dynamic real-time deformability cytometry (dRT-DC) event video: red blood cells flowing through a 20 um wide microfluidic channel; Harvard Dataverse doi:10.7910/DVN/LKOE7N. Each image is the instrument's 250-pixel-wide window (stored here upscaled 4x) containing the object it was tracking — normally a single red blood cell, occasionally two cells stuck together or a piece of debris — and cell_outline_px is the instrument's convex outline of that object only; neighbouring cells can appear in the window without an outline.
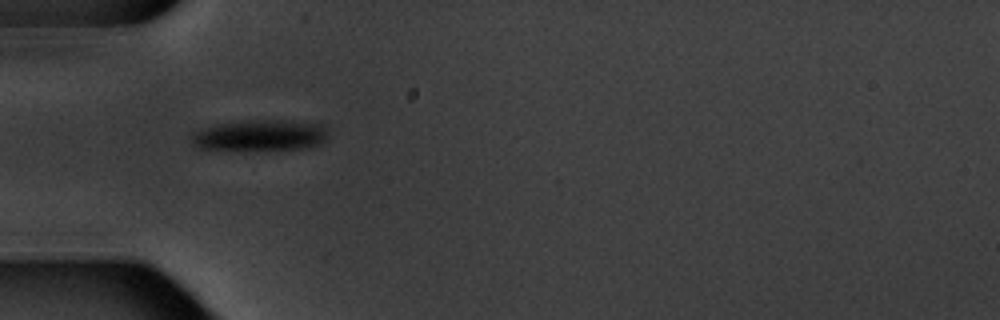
{"species": "common noctule bat (a hibernating species)", "species_latin": "Nyctalus noctula", "temperature_condition": "warm", "stored_images_in_passage": 11, "camera_frame_rate_fps": 3000, "um_per_image_px": 0.085, "animal": {"sex": "male", "body_mass_g": 20.1, "forearm_length_mm": 53.5}, "frame": {"image": 1, "passage_image": 1, "time_ms": 0.0, "image_size_px": [1000, 320], "cell_outline_px": [[328, 132], [324, 140], [320, 144], [308, 148], [244, 152], [200, 148], [192, 144], [192, 136], [196, 132], [204, 128], [216, 124], [248, 120], [280, 120], [324, 124]], "centroid_in_image_um": [22.12, 11.54], "position_along_channel_um": 62.9, "area_um2": 25.43}}
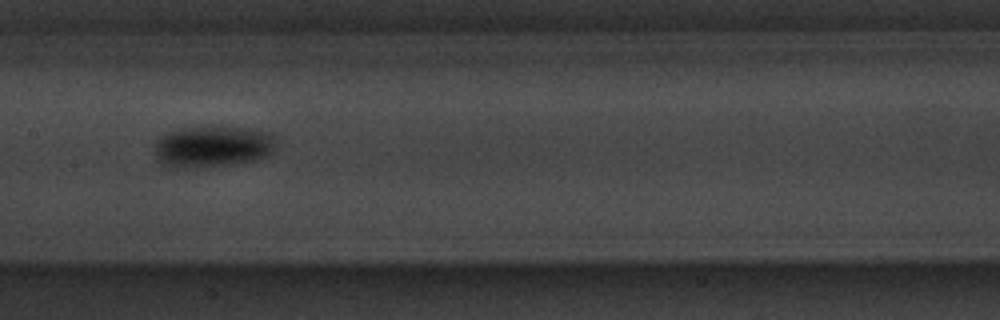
{"frame": {"image": 2, "passage_image": 4, "time_ms": 3.667, "image_size_px": [1000, 320], "cell_outline_px": [[272, 152], [268, 156], [252, 160], [228, 164], [172, 168], [164, 164], [156, 156], [156, 140], [168, 132], [180, 128], [208, 124], [256, 128], [268, 132], [272, 144]], "centroid_in_image_um": [18.04, 12.39], "position_along_channel_um": 189.4, "area_um2": 29.3}}
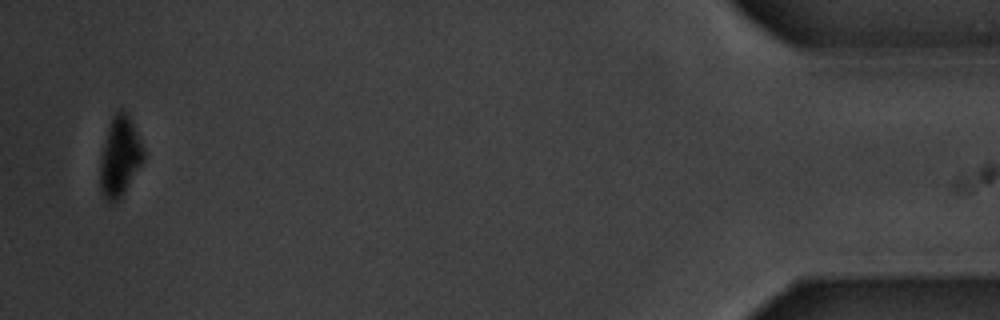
{"frame": {"image": 3, "passage_image": 11, "time_ms": 12.667, "image_size_px": [1000, 320], "cell_outline_px": [[144, 160], [124, 192], [112, 204], [108, 204], [100, 192], [100, 156], [108, 124], [112, 116], [120, 108], [124, 108], [128, 112], [144, 148]], "centroid_in_image_um": [10.17, 13.27], "position_along_channel_um": 425.0, "area_um2": 20.58}, "authors_computed_cell_mechanics": {"area_um2": 26.6458, "velocity_mm_per_s": 3.4944, "shape_relaxation_time_tau1_ms": 1.2818, "shape_relaxation_time_tau2_ms": null, "deformation_change_tau1": 0.0939, "deformation_change_tau2": null}}